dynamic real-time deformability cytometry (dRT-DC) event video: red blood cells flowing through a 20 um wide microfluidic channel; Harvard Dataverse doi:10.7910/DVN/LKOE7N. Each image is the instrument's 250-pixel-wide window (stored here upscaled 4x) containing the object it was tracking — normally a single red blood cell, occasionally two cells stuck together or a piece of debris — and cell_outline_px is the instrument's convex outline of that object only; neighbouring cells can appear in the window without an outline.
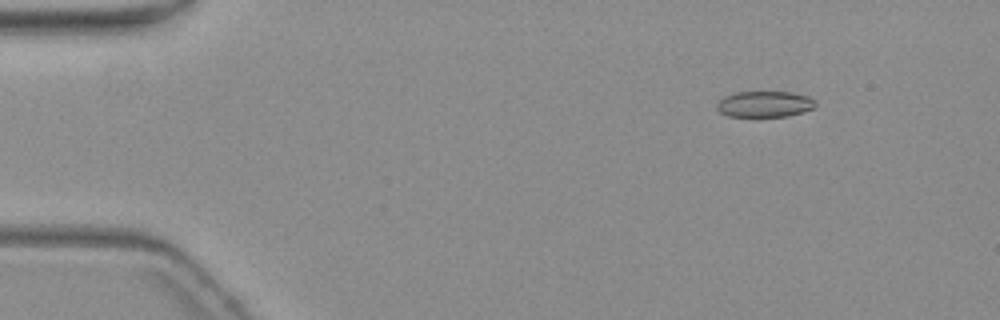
{"species": "common noctule bat (a hibernating species)", "species_latin": "Nyctalus noctula", "temperature_condition": "warm", "stored_images_in_passage": 5, "camera_frame_rate_fps": 3000, "um_per_image_px": 0.085, "animal": {"sex": "female", "body_mass_g": 19.3, "forearm_length_mm": 54.1}, "frame": {"image": 1, "passage_image": 2, "time_ms": 1.333, "image_size_px": [1000, 320], "cell_outline_px": [[816, 104], [812, 108], [804, 112], [788, 116], [728, 116], [720, 112], [716, 108], [716, 104], [724, 96], [736, 92], [792, 92], [808, 96], [816, 100]], "centroid_in_image_um": [65.0, 8.84], "position_along_channel_um": 20.0, "area_um2": 14.97}}
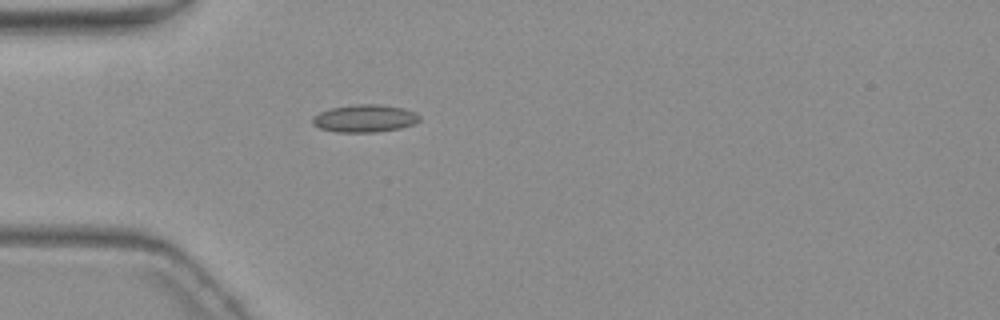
{"frame": {"image": 2, "passage_image": 5, "time_ms": 4.667, "image_size_px": [1000, 320], "cell_outline_px": [[420, 120], [416, 124], [400, 128], [376, 132], [336, 132], [320, 128], [312, 124], [312, 116], [320, 112], [332, 108], [356, 104], [380, 104], [404, 108], [416, 112], [420, 116]], "centroid_in_image_um": [31.03, 10.06], "position_along_channel_um": 54.0, "area_um2": 17.34}}